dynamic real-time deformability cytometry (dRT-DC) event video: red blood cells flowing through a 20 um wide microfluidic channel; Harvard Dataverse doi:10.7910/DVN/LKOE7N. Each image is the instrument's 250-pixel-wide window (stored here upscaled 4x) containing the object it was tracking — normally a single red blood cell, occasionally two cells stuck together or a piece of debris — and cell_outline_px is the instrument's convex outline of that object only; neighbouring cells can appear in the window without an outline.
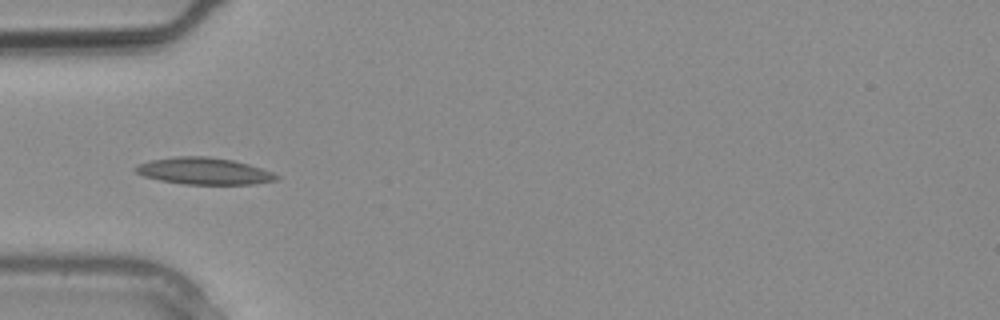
{"species": "common noctule bat (a hibernating species)", "species_latin": "Nyctalus noctula", "temperature_condition": "warm", "stored_images_in_passage": 3, "camera_frame_rate_fps": 3000, "um_per_image_px": 0.085, "animal": {"sex": "male", "body_mass_g": 20.4}, "frame": {"image": 1, "passage_image": 3, "time_ms": 0.667, "image_size_px": [1000, 320], "cell_outline_px": [[280, 180], [252, 184], [184, 184], [160, 180], [144, 176], [136, 172], [132, 168], [148, 160], [176, 156], [208, 156], [232, 160], [248, 164], [272, 172], [280, 176]], "centroid_in_image_um": [17.34, 14.54], "position_along_channel_um": 67.7, "area_um2": 22.02}}